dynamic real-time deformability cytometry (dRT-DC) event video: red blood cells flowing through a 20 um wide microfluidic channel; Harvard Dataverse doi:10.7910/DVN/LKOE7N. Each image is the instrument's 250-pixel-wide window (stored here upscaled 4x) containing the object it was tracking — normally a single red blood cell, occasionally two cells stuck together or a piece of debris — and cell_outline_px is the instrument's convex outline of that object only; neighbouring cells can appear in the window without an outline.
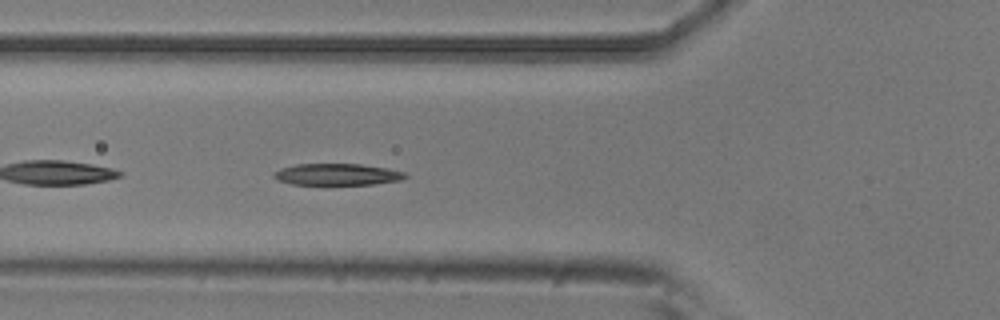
{"species": "common noctule bat (a hibernating species)", "species_latin": "Nyctalus noctula", "temperature_condition": "room temperature", "stored_images_in_passage": 6, "camera_frame_rate_fps": 3000, "um_per_image_px": 0.085, "animal": {"sex": "male", "body_mass_g": 20.5, "forearm_length_mm": 52.5}, "frame": {"image": 1, "passage_image": 6, "time_ms": 1.667, "image_size_px": [1000, 320], "cell_outline_px": [[408, 176], [400, 180], [372, 184], [292, 184], [276, 180], [272, 176], [272, 172], [280, 168], [296, 164], [360, 164], [388, 168], [404, 172]], "centroid_in_image_um": [28.61, 14.82], "position_along_channel_um": 97.2, "area_um2": 16.53}}